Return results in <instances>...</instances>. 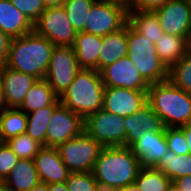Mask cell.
<instances>
[{
    "label": "cell",
    "instance_id": "1",
    "mask_svg": "<svg viewBox=\"0 0 191 191\" xmlns=\"http://www.w3.org/2000/svg\"><path fill=\"white\" fill-rule=\"evenodd\" d=\"M54 45L34 31L17 38H11L5 66L37 80L44 79L49 67Z\"/></svg>",
    "mask_w": 191,
    "mask_h": 191
},
{
    "label": "cell",
    "instance_id": "2",
    "mask_svg": "<svg viewBox=\"0 0 191 191\" xmlns=\"http://www.w3.org/2000/svg\"><path fill=\"white\" fill-rule=\"evenodd\" d=\"M147 101L165 127H181L191 123V94L169 79L151 84Z\"/></svg>",
    "mask_w": 191,
    "mask_h": 191
},
{
    "label": "cell",
    "instance_id": "3",
    "mask_svg": "<svg viewBox=\"0 0 191 191\" xmlns=\"http://www.w3.org/2000/svg\"><path fill=\"white\" fill-rule=\"evenodd\" d=\"M141 169L140 161L130 147H103L92 173L96 181L116 188L135 183Z\"/></svg>",
    "mask_w": 191,
    "mask_h": 191
},
{
    "label": "cell",
    "instance_id": "4",
    "mask_svg": "<svg viewBox=\"0 0 191 191\" xmlns=\"http://www.w3.org/2000/svg\"><path fill=\"white\" fill-rule=\"evenodd\" d=\"M104 89L100 72L81 69L59 97L60 103L85 119L103 108Z\"/></svg>",
    "mask_w": 191,
    "mask_h": 191
},
{
    "label": "cell",
    "instance_id": "5",
    "mask_svg": "<svg viewBox=\"0 0 191 191\" xmlns=\"http://www.w3.org/2000/svg\"><path fill=\"white\" fill-rule=\"evenodd\" d=\"M127 57L149 85L168 79V69L157 55L155 44L136 32L129 24Z\"/></svg>",
    "mask_w": 191,
    "mask_h": 191
},
{
    "label": "cell",
    "instance_id": "6",
    "mask_svg": "<svg viewBox=\"0 0 191 191\" xmlns=\"http://www.w3.org/2000/svg\"><path fill=\"white\" fill-rule=\"evenodd\" d=\"M103 147L85 131L60 144L57 150L70 172H92Z\"/></svg>",
    "mask_w": 191,
    "mask_h": 191
},
{
    "label": "cell",
    "instance_id": "7",
    "mask_svg": "<svg viewBox=\"0 0 191 191\" xmlns=\"http://www.w3.org/2000/svg\"><path fill=\"white\" fill-rule=\"evenodd\" d=\"M84 131L102 147L126 146L124 117L103 108L84 119Z\"/></svg>",
    "mask_w": 191,
    "mask_h": 191
},
{
    "label": "cell",
    "instance_id": "8",
    "mask_svg": "<svg viewBox=\"0 0 191 191\" xmlns=\"http://www.w3.org/2000/svg\"><path fill=\"white\" fill-rule=\"evenodd\" d=\"M80 70L72 46H55L44 79L60 97Z\"/></svg>",
    "mask_w": 191,
    "mask_h": 191
},
{
    "label": "cell",
    "instance_id": "9",
    "mask_svg": "<svg viewBox=\"0 0 191 191\" xmlns=\"http://www.w3.org/2000/svg\"><path fill=\"white\" fill-rule=\"evenodd\" d=\"M33 31L54 46H72L77 34L63 7L46 8L34 23Z\"/></svg>",
    "mask_w": 191,
    "mask_h": 191
},
{
    "label": "cell",
    "instance_id": "10",
    "mask_svg": "<svg viewBox=\"0 0 191 191\" xmlns=\"http://www.w3.org/2000/svg\"><path fill=\"white\" fill-rule=\"evenodd\" d=\"M128 23V11L123 7L96 0L91 7L83 32L105 36L116 32Z\"/></svg>",
    "mask_w": 191,
    "mask_h": 191
},
{
    "label": "cell",
    "instance_id": "11",
    "mask_svg": "<svg viewBox=\"0 0 191 191\" xmlns=\"http://www.w3.org/2000/svg\"><path fill=\"white\" fill-rule=\"evenodd\" d=\"M83 131L84 119L60 103L54 109L48 124L46 147L57 148Z\"/></svg>",
    "mask_w": 191,
    "mask_h": 191
},
{
    "label": "cell",
    "instance_id": "12",
    "mask_svg": "<svg viewBox=\"0 0 191 191\" xmlns=\"http://www.w3.org/2000/svg\"><path fill=\"white\" fill-rule=\"evenodd\" d=\"M154 12L164 33L185 37L191 42V0H169Z\"/></svg>",
    "mask_w": 191,
    "mask_h": 191
},
{
    "label": "cell",
    "instance_id": "13",
    "mask_svg": "<svg viewBox=\"0 0 191 191\" xmlns=\"http://www.w3.org/2000/svg\"><path fill=\"white\" fill-rule=\"evenodd\" d=\"M100 74L105 87H122L138 91H148L150 86L127 56L104 67Z\"/></svg>",
    "mask_w": 191,
    "mask_h": 191
},
{
    "label": "cell",
    "instance_id": "14",
    "mask_svg": "<svg viewBox=\"0 0 191 191\" xmlns=\"http://www.w3.org/2000/svg\"><path fill=\"white\" fill-rule=\"evenodd\" d=\"M148 103L147 91L122 87H105L103 109L120 117H127Z\"/></svg>",
    "mask_w": 191,
    "mask_h": 191
},
{
    "label": "cell",
    "instance_id": "15",
    "mask_svg": "<svg viewBox=\"0 0 191 191\" xmlns=\"http://www.w3.org/2000/svg\"><path fill=\"white\" fill-rule=\"evenodd\" d=\"M3 80L5 105L7 108H20L30 87L37 81L35 77L23 72L0 66Z\"/></svg>",
    "mask_w": 191,
    "mask_h": 191
},
{
    "label": "cell",
    "instance_id": "16",
    "mask_svg": "<svg viewBox=\"0 0 191 191\" xmlns=\"http://www.w3.org/2000/svg\"><path fill=\"white\" fill-rule=\"evenodd\" d=\"M40 182L51 184L65 182L70 171L64 164L57 148L43 146L33 159Z\"/></svg>",
    "mask_w": 191,
    "mask_h": 191
},
{
    "label": "cell",
    "instance_id": "17",
    "mask_svg": "<svg viewBox=\"0 0 191 191\" xmlns=\"http://www.w3.org/2000/svg\"><path fill=\"white\" fill-rule=\"evenodd\" d=\"M130 148L141 167H154L168 151L165 128L161 132H145Z\"/></svg>",
    "mask_w": 191,
    "mask_h": 191
},
{
    "label": "cell",
    "instance_id": "18",
    "mask_svg": "<svg viewBox=\"0 0 191 191\" xmlns=\"http://www.w3.org/2000/svg\"><path fill=\"white\" fill-rule=\"evenodd\" d=\"M102 37L86 32H78L72 48L80 69L97 70L99 72V54Z\"/></svg>",
    "mask_w": 191,
    "mask_h": 191
},
{
    "label": "cell",
    "instance_id": "19",
    "mask_svg": "<svg viewBox=\"0 0 191 191\" xmlns=\"http://www.w3.org/2000/svg\"><path fill=\"white\" fill-rule=\"evenodd\" d=\"M0 30L17 38L33 32L34 24L10 0H0Z\"/></svg>",
    "mask_w": 191,
    "mask_h": 191
},
{
    "label": "cell",
    "instance_id": "20",
    "mask_svg": "<svg viewBox=\"0 0 191 191\" xmlns=\"http://www.w3.org/2000/svg\"><path fill=\"white\" fill-rule=\"evenodd\" d=\"M128 51V23L120 30L102 37V47L99 54V72L106 66L113 64Z\"/></svg>",
    "mask_w": 191,
    "mask_h": 191
},
{
    "label": "cell",
    "instance_id": "21",
    "mask_svg": "<svg viewBox=\"0 0 191 191\" xmlns=\"http://www.w3.org/2000/svg\"><path fill=\"white\" fill-rule=\"evenodd\" d=\"M38 183L40 179L32 159H19L4 180L7 191H29Z\"/></svg>",
    "mask_w": 191,
    "mask_h": 191
},
{
    "label": "cell",
    "instance_id": "22",
    "mask_svg": "<svg viewBox=\"0 0 191 191\" xmlns=\"http://www.w3.org/2000/svg\"><path fill=\"white\" fill-rule=\"evenodd\" d=\"M155 47L160 60L169 70L191 49V42L185 37L164 33Z\"/></svg>",
    "mask_w": 191,
    "mask_h": 191
},
{
    "label": "cell",
    "instance_id": "23",
    "mask_svg": "<svg viewBox=\"0 0 191 191\" xmlns=\"http://www.w3.org/2000/svg\"><path fill=\"white\" fill-rule=\"evenodd\" d=\"M128 24L154 44L164 34L154 11L130 10L128 12Z\"/></svg>",
    "mask_w": 191,
    "mask_h": 191
},
{
    "label": "cell",
    "instance_id": "24",
    "mask_svg": "<svg viewBox=\"0 0 191 191\" xmlns=\"http://www.w3.org/2000/svg\"><path fill=\"white\" fill-rule=\"evenodd\" d=\"M59 96L53 91L45 79L37 80L29 88L20 109L26 114L54 104Z\"/></svg>",
    "mask_w": 191,
    "mask_h": 191
},
{
    "label": "cell",
    "instance_id": "25",
    "mask_svg": "<svg viewBox=\"0 0 191 191\" xmlns=\"http://www.w3.org/2000/svg\"><path fill=\"white\" fill-rule=\"evenodd\" d=\"M27 115L20 108H4L0 111V142L26 133Z\"/></svg>",
    "mask_w": 191,
    "mask_h": 191
},
{
    "label": "cell",
    "instance_id": "26",
    "mask_svg": "<svg viewBox=\"0 0 191 191\" xmlns=\"http://www.w3.org/2000/svg\"><path fill=\"white\" fill-rule=\"evenodd\" d=\"M60 104L58 99L54 104L32 111L27 115L26 133L42 146H46V133L54 109Z\"/></svg>",
    "mask_w": 191,
    "mask_h": 191
},
{
    "label": "cell",
    "instance_id": "27",
    "mask_svg": "<svg viewBox=\"0 0 191 191\" xmlns=\"http://www.w3.org/2000/svg\"><path fill=\"white\" fill-rule=\"evenodd\" d=\"M154 168L165 173L174 182L177 178L191 175V156L176 155L168 150Z\"/></svg>",
    "mask_w": 191,
    "mask_h": 191
},
{
    "label": "cell",
    "instance_id": "28",
    "mask_svg": "<svg viewBox=\"0 0 191 191\" xmlns=\"http://www.w3.org/2000/svg\"><path fill=\"white\" fill-rule=\"evenodd\" d=\"M135 183L142 191H167L172 181L154 167H141Z\"/></svg>",
    "mask_w": 191,
    "mask_h": 191
},
{
    "label": "cell",
    "instance_id": "29",
    "mask_svg": "<svg viewBox=\"0 0 191 191\" xmlns=\"http://www.w3.org/2000/svg\"><path fill=\"white\" fill-rule=\"evenodd\" d=\"M96 0H66L62 7L72 24L73 29L83 32L88 13Z\"/></svg>",
    "mask_w": 191,
    "mask_h": 191
},
{
    "label": "cell",
    "instance_id": "30",
    "mask_svg": "<svg viewBox=\"0 0 191 191\" xmlns=\"http://www.w3.org/2000/svg\"><path fill=\"white\" fill-rule=\"evenodd\" d=\"M168 79L191 94V49L168 70Z\"/></svg>",
    "mask_w": 191,
    "mask_h": 191
},
{
    "label": "cell",
    "instance_id": "31",
    "mask_svg": "<svg viewBox=\"0 0 191 191\" xmlns=\"http://www.w3.org/2000/svg\"><path fill=\"white\" fill-rule=\"evenodd\" d=\"M8 147L18 156L19 159H34L39 150L43 147L40 143L31 138L27 133L5 141Z\"/></svg>",
    "mask_w": 191,
    "mask_h": 191
},
{
    "label": "cell",
    "instance_id": "32",
    "mask_svg": "<svg viewBox=\"0 0 191 191\" xmlns=\"http://www.w3.org/2000/svg\"><path fill=\"white\" fill-rule=\"evenodd\" d=\"M165 135L168 150L173 151L176 155H189V146L180 127H165Z\"/></svg>",
    "mask_w": 191,
    "mask_h": 191
},
{
    "label": "cell",
    "instance_id": "33",
    "mask_svg": "<svg viewBox=\"0 0 191 191\" xmlns=\"http://www.w3.org/2000/svg\"><path fill=\"white\" fill-rule=\"evenodd\" d=\"M65 183L68 191H95L97 181L92 172H70Z\"/></svg>",
    "mask_w": 191,
    "mask_h": 191
},
{
    "label": "cell",
    "instance_id": "34",
    "mask_svg": "<svg viewBox=\"0 0 191 191\" xmlns=\"http://www.w3.org/2000/svg\"><path fill=\"white\" fill-rule=\"evenodd\" d=\"M137 116H139L140 128L144 132H161L165 128L161 118L148 103L137 111Z\"/></svg>",
    "mask_w": 191,
    "mask_h": 191
},
{
    "label": "cell",
    "instance_id": "35",
    "mask_svg": "<svg viewBox=\"0 0 191 191\" xmlns=\"http://www.w3.org/2000/svg\"><path fill=\"white\" fill-rule=\"evenodd\" d=\"M14 7L22 12L33 24L38 20L46 7L42 0H10Z\"/></svg>",
    "mask_w": 191,
    "mask_h": 191
},
{
    "label": "cell",
    "instance_id": "36",
    "mask_svg": "<svg viewBox=\"0 0 191 191\" xmlns=\"http://www.w3.org/2000/svg\"><path fill=\"white\" fill-rule=\"evenodd\" d=\"M19 158L5 142H0V180L4 181L16 166Z\"/></svg>",
    "mask_w": 191,
    "mask_h": 191
},
{
    "label": "cell",
    "instance_id": "37",
    "mask_svg": "<svg viewBox=\"0 0 191 191\" xmlns=\"http://www.w3.org/2000/svg\"><path fill=\"white\" fill-rule=\"evenodd\" d=\"M124 127L126 130V147H131L145 133L140 128L139 116L137 112L124 117Z\"/></svg>",
    "mask_w": 191,
    "mask_h": 191
},
{
    "label": "cell",
    "instance_id": "38",
    "mask_svg": "<svg viewBox=\"0 0 191 191\" xmlns=\"http://www.w3.org/2000/svg\"><path fill=\"white\" fill-rule=\"evenodd\" d=\"M169 0H134L132 10L154 11L164 6Z\"/></svg>",
    "mask_w": 191,
    "mask_h": 191
},
{
    "label": "cell",
    "instance_id": "39",
    "mask_svg": "<svg viewBox=\"0 0 191 191\" xmlns=\"http://www.w3.org/2000/svg\"><path fill=\"white\" fill-rule=\"evenodd\" d=\"M11 38L0 30V66L6 64Z\"/></svg>",
    "mask_w": 191,
    "mask_h": 191
},
{
    "label": "cell",
    "instance_id": "40",
    "mask_svg": "<svg viewBox=\"0 0 191 191\" xmlns=\"http://www.w3.org/2000/svg\"><path fill=\"white\" fill-rule=\"evenodd\" d=\"M173 183L183 191H191V175L177 178Z\"/></svg>",
    "mask_w": 191,
    "mask_h": 191
},
{
    "label": "cell",
    "instance_id": "41",
    "mask_svg": "<svg viewBox=\"0 0 191 191\" xmlns=\"http://www.w3.org/2000/svg\"><path fill=\"white\" fill-rule=\"evenodd\" d=\"M101 1H103L105 3L119 5V6L123 7L125 10H127L128 12L130 10H132L133 3H134V0H101Z\"/></svg>",
    "mask_w": 191,
    "mask_h": 191
},
{
    "label": "cell",
    "instance_id": "42",
    "mask_svg": "<svg viewBox=\"0 0 191 191\" xmlns=\"http://www.w3.org/2000/svg\"><path fill=\"white\" fill-rule=\"evenodd\" d=\"M180 128L183 130L185 134V138L189 146V156H191V123L183 125Z\"/></svg>",
    "mask_w": 191,
    "mask_h": 191
},
{
    "label": "cell",
    "instance_id": "43",
    "mask_svg": "<svg viewBox=\"0 0 191 191\" xmlns=\"http://www.w3.org/2000/svg\"><path fill=\"white\" fill-rule=\"evenodd\" d=\"M48 191H68L65 182H57L48 184Z\"/></svg>",
    "mask_w": 191,
    "mask_h": 191
},
{
    "label": "cell",
    "instance_id": "44",
    "mask_svg": "<svg viewBox=\"0 0 191 191\" xmlns=\"http://www.w3.org/2000/svg\"><path fill=\"white\" fill-rule=\"evenodd\" d=\"M95 191H118V188L110 186L106 183L97 181Z\"/></svg>",
    "mask_w": 191,
    "mask_h": 191
},
{
    "label": "cell",
    "instance_id": "45",
    "mask_svg": "<svg viewBox=\"0 0 191 191\" xmlns=\"http://www.w3.org/2000/svg\"><path fill=\"white\" fill-rule=\"evenodd\" d=\"M46 8L62 7L66 0H42Z\"/></svg>",
    "mask_w": 191,
    "mask_h": 191
},
{
    "label": "cell",
    "instance_id": "46",
    "mask_svg": "<svg viewBox=\"0 0 191 191\" xmlns=\"http://www.w3.org/2000/svg\"><path fill=\"white\" fill-rule=\"evenodd\" d=\"M6 108L5 105V98H4V87H3V80L0 73V111Z\"/></svg>",
    "mask_w": 191,
    "mask_h": 191
},
{
    "label": "cell",
    "instance_id": "47",
    "mask_svg": "<svg viewBox=\"0 0 191 191\" xmlns=\"http://www.w3.org/2000/svg\"><path fill=\"white\" fill-rule=\"evenodd\" d=\"M118 191H142V190H140V188L136 183H132L124 187L118 188Z\"/></svg>",
    "mask_w": 191,
    "mask_h": 191
},
{
    "label": "cell",
    "instance_id": "48",
    "mask_svg": "<svg viewBox=\"0 0 191 191\" xmlns=\"http://www.w3.org/2000/svg\"><path fill=\"white\" fill-rule=\"evenodd\" d=\"M29 191H48V184L40 182L32 187Z\"/></svg>",
    "mask_w": 191,
    "mask_h": 191
},
{
    "label": "cell",
    "instance_id": "49",
    "mask_svg": "<svg viewBox=\"0 0 191 191\" xmlns=\"http://www.w3.org/2000/svg\"><path fill=\"white\" fill-rule=\"evenodd\" d=\"M167 191H183V190L180 189L175 183L172 182L167 188Z\"/></svg>",
    "mask_w": 191,
    "mask_h": 191
},
{
    "label": "cell",
    "instance_id": "50",
    "mask_svg": "<svg viewBox=\"0 0 191 191\" xmlns=\"http://www.w3.org/2000/svg\"><path fill=\"white\" fill-rule=\"evenodd\" d=\"M0 191H7L4 181L0 180Z\"/></svg>",
    "mask_w": 191,
    "mask_h": 191
}]
</instances>
